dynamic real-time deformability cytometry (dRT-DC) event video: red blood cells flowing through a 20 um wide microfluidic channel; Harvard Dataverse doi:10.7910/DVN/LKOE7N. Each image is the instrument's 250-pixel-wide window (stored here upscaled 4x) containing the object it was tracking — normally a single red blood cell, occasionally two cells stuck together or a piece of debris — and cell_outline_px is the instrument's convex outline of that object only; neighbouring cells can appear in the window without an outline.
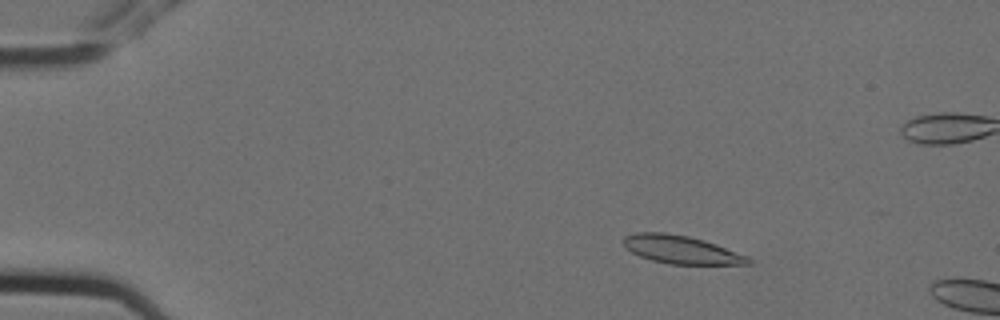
{"species": "Egyptian fruit bat (a non-hibernating species)", "species_latin": "Rousettus aegyptiacus", "temperature_condition": "cold", "stored_images_in_passage": 4, "camera_frame_rate_fps": 3000, "um_per_image_px": 0.085, "animal": {"sex": "female"}, "frame": {"image": 1, "passage_image": 2, "time_ms": 0.333, "image_size_px": [1000, 320], "cell_outline_px": [[752, 264], [668, 264], [652, 260], [640, 256], [632, 252], [624, 244], [624, 236], [636, 232], [664, 232], [688, 236], [704, 240], [716, 244], [748, 256], [752, 260]], "centroid_in_image_um": [57.92, 21.22], "position_along_channel_um": 27.1, "area_um2": 20.35}}